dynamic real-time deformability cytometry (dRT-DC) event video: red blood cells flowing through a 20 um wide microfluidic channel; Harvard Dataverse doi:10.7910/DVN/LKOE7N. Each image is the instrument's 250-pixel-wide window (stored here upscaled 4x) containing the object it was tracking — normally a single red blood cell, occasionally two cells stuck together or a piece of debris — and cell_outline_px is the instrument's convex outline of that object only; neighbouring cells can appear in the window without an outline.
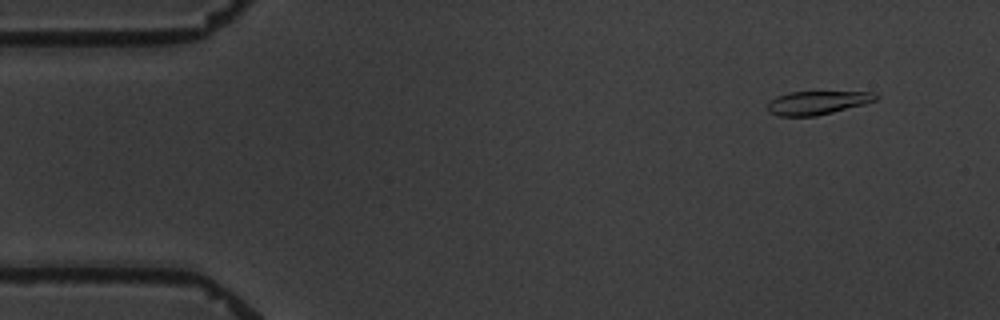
{"species": "common noctule bat (a hibernating species)", "species_latin": "Nyctalus noctula", "temperature_condition": "warm", "stored_images_in_passage": 4, "camera_frame_rate_fps": 3000, "um_per_image_px": 0.085, "animal": {"sex": "male", "body_mass_g": 19.5, "forearm_length_mm": 54.6}, "frame": {"image": 1, "passage_image": 1, "time_ms": 0.0, "image_size_px": [1000, 320], "cell_outline_px": [[880, 96], [876, 100], [864, 104], [816, 116], [780, 116], [768, 112], [764, 108], [776, 96], [788, 92], [876, 92]], "centroid_in_image_um": [69.45, 8.73], "position_along_channel_um": 15.5, "area_um2": 14.85}}
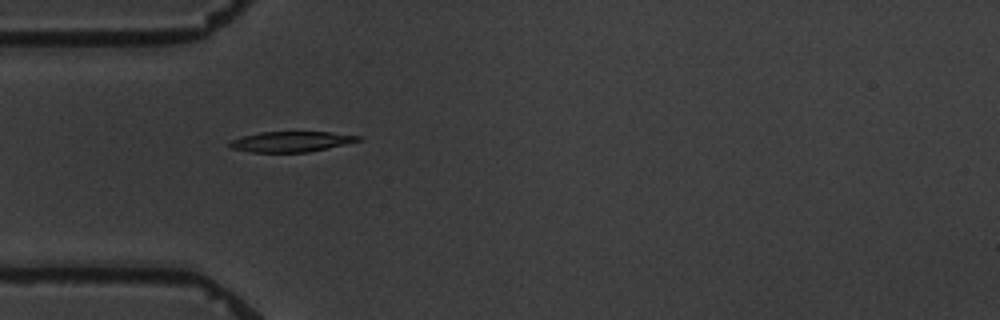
{"frame": {"image": 2, "passage_image": 4, "time_ms": 4.0, "image_size_px": [1000, 320], "cell_outline_px": [[364, 140], [308, 152], [252, 152], [228, 148], [228, 144], [232, 140], [244, 136], [260, 132], [332, 132], [364, 136]], "centroid_in_image_um": [24.8, 12.03], "position_along_channel_um": 60.2, "area_um2": 15.37}}